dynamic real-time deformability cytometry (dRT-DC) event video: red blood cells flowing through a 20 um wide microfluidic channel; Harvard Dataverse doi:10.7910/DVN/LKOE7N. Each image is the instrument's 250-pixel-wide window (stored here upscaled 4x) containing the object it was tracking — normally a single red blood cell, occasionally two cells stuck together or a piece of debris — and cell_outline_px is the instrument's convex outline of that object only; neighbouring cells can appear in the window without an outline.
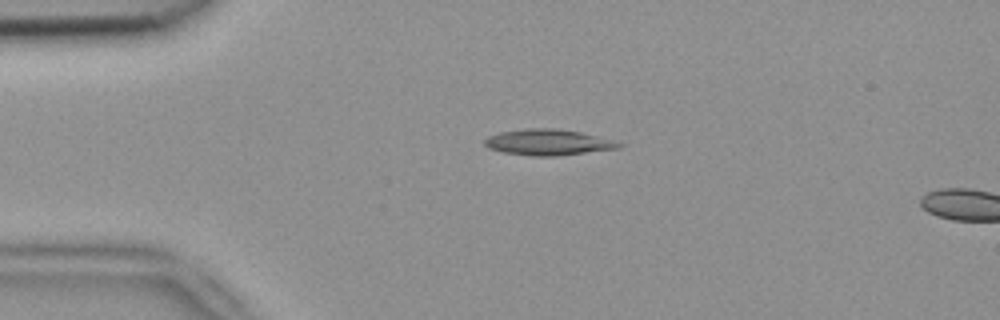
{"species": "common noctule bat (a hibernating species)", "species_latin": "Nyctalus noctula", "temperature_condition": "room temperature", "stored_images_in_passage": 4, "segment_of_instrument_passage": [1, 2], "camera_frame_rate_fps": 3000, "um_per_image_px": 0.085, "animal": {"sex": "female", "body_mass_g": 18.4}, "frame": {"image": 1, "passage_image": 3, "time_ms": 0.667, "image_size_px": [1000, 320], "cell_outline_px": [[624, 144], [620, 148], [556, 156], [532, 156], [504, 152], [488, 148], [484, 144], [484, 140], [488, 136], [500, 132], [524, 128], [556, 128], [580, 132], [612, 140]], "centroid_in_image_um": [46.56, 12.09], "position_along_channel_um": 38.4, "area_um2": 20.23}}